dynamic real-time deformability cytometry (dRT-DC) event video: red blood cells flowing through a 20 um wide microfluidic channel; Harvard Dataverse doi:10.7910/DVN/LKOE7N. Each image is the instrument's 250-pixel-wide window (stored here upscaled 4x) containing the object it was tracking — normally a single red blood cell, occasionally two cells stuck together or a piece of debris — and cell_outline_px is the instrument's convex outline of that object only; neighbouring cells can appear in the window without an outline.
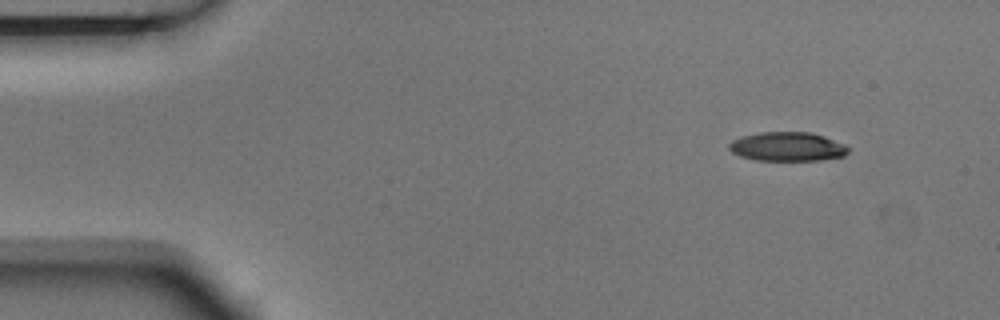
{"species": "Egyptian fruit bat (a non-hibernating species)", "species_latin": "Rousettus aegyptiacus", "temperature_condition": "room temperature", "stored_images_in_passage": 3, "camera_frame_rate_fps": 3000, "um_per_image_px": 0.085, "animal": {"sex": "male"}, "frame": {"image": 1, "passage_image": 1, "time_ms": 0.0, "image_size_px": [1000, 320], "cell_outline_px": [[848, 152], [844, 156], [820, 160], [756, 160], [740, 156], [732, 152], [728, 148], [728, 144], [732, 140], [740, 136], [760, 132], [812, 132], [824, 136], [844, 144], [848, 148]], "centroid_in_image_um": [66.9, 12.45], "position_along_channel_um": 18.1, "area_um2": 20.23}}